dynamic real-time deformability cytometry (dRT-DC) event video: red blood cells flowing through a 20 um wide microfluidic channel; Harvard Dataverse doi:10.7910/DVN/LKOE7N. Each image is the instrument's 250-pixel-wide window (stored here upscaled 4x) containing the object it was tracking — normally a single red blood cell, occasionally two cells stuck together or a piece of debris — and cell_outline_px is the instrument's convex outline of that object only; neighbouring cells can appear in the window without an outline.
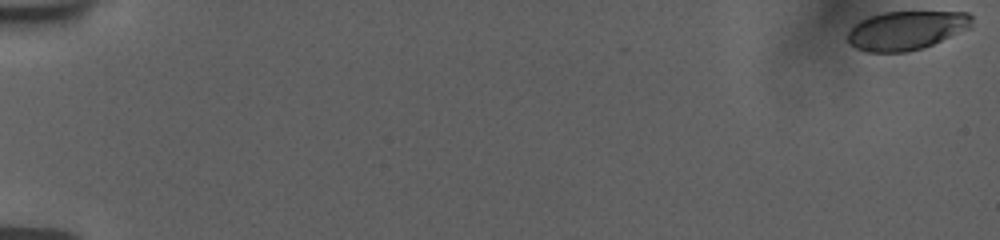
{"species": "human", "species_latin": "Homo sapiens", "temperature_condition": "room temperature", "stored_images_in_passage": 57, "camera_frame_rate_fps": 3000, "um_per_image_px": 0.085, "donor": {"sex": "female"}, "frame": {"image": 1, "passage_image": 1, "time_ms": 0.0, "image_size_px": [1000, 240], "cell_outline_px": [[972, 28], [932, 44], [908, 52], [864, 52], [856, 48], [848, 40], [848, 32], [860, 20], [868, 16], [884, 12], [968, 12], [972, 16]], "centroid_in_image_um": [77.06, 2.58], "position_along_channel_um": 7.9, "area_um2": 28.09}}
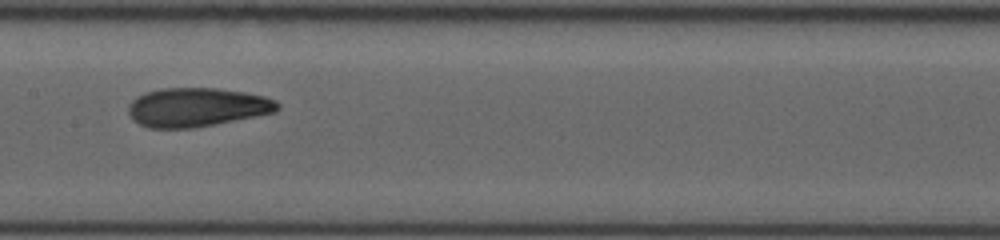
{"frame": {"image": 2, "passage_image": 31, "time_ms": 10.0, "image_size_px": [1000, 240], "cell_outline_px": [[280, 108], [276, 112], [216, 124], [192, 128], [148, 128], [132, 120], [128, 112], [128, 104], [136, 96], [144, 92], [160, 88], [216, 88], [244, 92], [264, 96], [276, 100], [280, 104]], "centroid_in_image_um": [16.72, 9.11], "position_along_channel_um": 190.7, "area_um2": 34.1}}
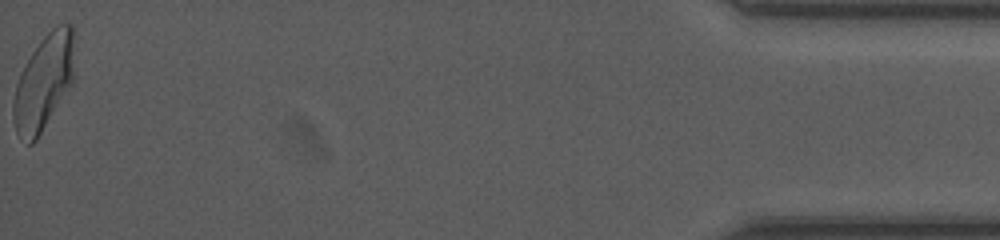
{"frame": {"image": 3, "passage_image": 57, "time_ms": 18.667, "image_size_px": [1000, 240], "cell_outline_px": [[72, 84], [36, 140], [32, 144], [28, 144], [16, 132], [12, 116], [12, 100], [16, 84], [20, 72], [24, 64], [40, 40], [56, 24], [72, 24]], "centroid_in_image_um": [3.66, 7.02], "position_along_channel_um": 431.5, "area_um2": 33.58}, "authors_computed_cell_mechanics": {"area_um2": 32.4836, "velocity_mm_per_s": 3.7692, "shape_relaxation_time_tau1_ms": null, "shape_relaxation_time_tau2_ms": 1.6813, "deformation_change_tau1": null, "deformation_change_tau2": 0.0825}}